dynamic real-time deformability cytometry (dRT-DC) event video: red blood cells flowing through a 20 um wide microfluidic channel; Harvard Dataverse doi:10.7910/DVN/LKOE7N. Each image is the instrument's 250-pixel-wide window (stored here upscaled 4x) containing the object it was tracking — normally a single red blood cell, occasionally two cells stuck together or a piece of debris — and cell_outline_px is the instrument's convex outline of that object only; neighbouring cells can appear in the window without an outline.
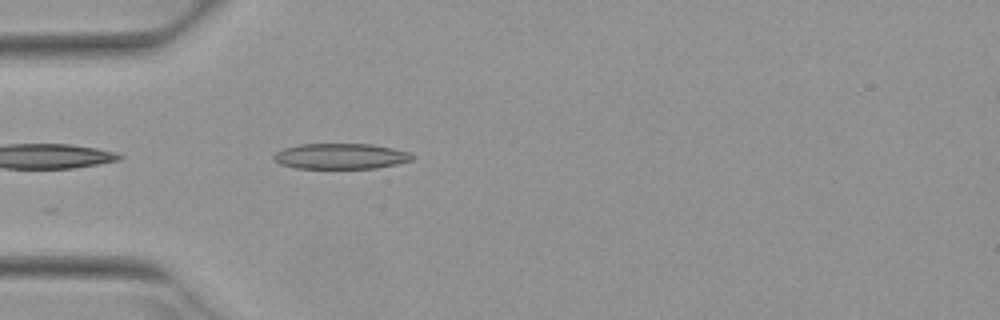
{"species": "Egyptian fruit bat (a non-hibernating species)", "species_latin": "Rousettus aegyptiacus", "temperature_condition": "warm", "stored_images_in_passage": 8, "camera_frame_rate_fps": 3000, "um_per_image_px": 0.085, "animal": {"sex": "female"}, "frame": {"image": 1, "passage_image": 1, "time_ms": 0.0, "image_size_px": [1000, 320], "cell_outline_px": [[412, 160], [396, 164], [376, 168], [296, 168], [280, 164], [272, 156], [276, 152], [284, 148], [300, 144], [372, 144], [392, 148], [408, 152], [412, 156]], "centroid_in_image_um": [28.93, 13.27], "position_along_channel_um": 56.1, "area_um2": 20.46}}
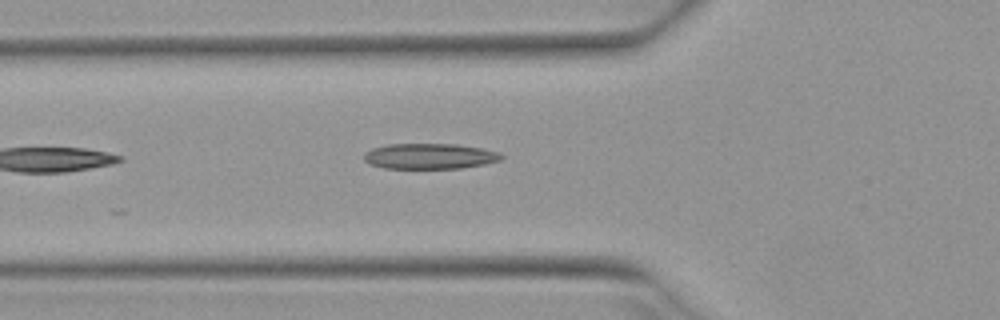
{"frame": {"image": 2, "passage_image": 4, "time_ms": 1.0, "image_size_px": [1000, 320], "cell_outline_px": [[504, 156], [500, 160], [484, 164], [460, 168], [384, 168], [368, 164], [364, 160], [364, 152], [372, 148], [388, 144], [456, 144], [480, 148], [500, 152]], "centroid_in_image_um": [36.49, 13.27], "position_along_channel_um": 89.3, "area_um2": 20.46}}